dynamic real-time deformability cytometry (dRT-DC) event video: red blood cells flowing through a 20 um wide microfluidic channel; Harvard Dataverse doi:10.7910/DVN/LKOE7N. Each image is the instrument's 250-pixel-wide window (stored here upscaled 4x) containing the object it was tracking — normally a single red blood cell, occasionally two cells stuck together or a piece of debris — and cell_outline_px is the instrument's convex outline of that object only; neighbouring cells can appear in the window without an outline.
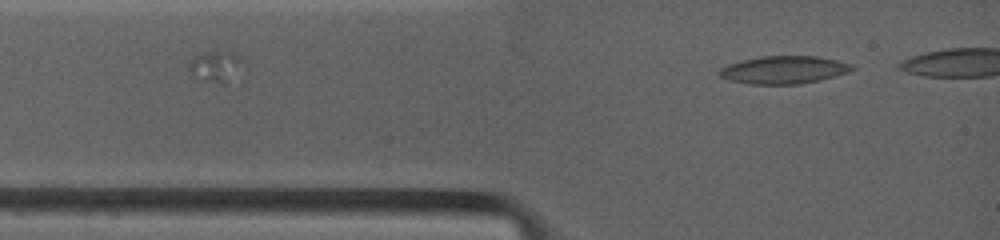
{"species": "common noctule bat (a hibernating species)", "species_latin": "Nyctalus noctula", "temperature_condition": "warm", "stored_images_in_passage": 2, "camera_frame_rate_fps": 4500, "um_per_image_px": 0.085, "animal": {"sex": "female", "body_mass_g": 19.0, "forearm_length_mm": 53.3}, "frame": {"image": 1, "passage_image": 2, "time_ms": 1.111, "image_size_px": [1000, 240], "cell_outline_px": [[856, 68], [848, 72], [820, 80], [800, 84], [752, 84], [732, 80], [720, 76], [720, 68], [728, 64], [760, 56], [816, 56], [836, 60], [852, 64]], "centroid_in_image_um": [66.67, 5.93], "position_along_channel_um": 18.3, "area_um2": 21.21}}